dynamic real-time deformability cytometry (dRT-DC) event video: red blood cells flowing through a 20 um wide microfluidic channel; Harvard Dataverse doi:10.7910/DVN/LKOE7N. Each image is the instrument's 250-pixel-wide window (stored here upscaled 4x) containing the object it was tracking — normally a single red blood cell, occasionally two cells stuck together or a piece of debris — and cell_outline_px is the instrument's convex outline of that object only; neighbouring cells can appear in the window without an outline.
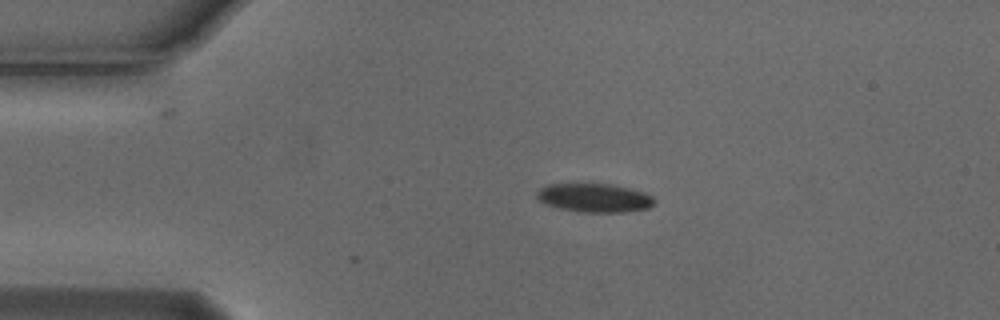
{"species": "Egyptian fruit bat (a non-hibernating species)", "species_latin": "Rousettus aegyptiacus", "temperature_condition": "cold", "stored_images_in_passage": 4, "camera_frame_rate_fps": 3000, "um_per_image_px": 0.085, "animal": {"sex": "male"}, "frame": {"image": 1, "passage_image": 1, "time_ms": 0.0, "image_size_px": [1000, 320], "cell_outline_px": [[656, 204], [648, 208], [624, 212], [580, 212], [560, 208], [544, 204], [536, 200], [536, 192], [540, 188], [548, 184], [612, 184], [644, 192], [652, 196], [656, 200]], "centroid_in_image_um": [50.51, 16.82], "position_along_channel_um": 34.5, "area_um2": 19.83}}